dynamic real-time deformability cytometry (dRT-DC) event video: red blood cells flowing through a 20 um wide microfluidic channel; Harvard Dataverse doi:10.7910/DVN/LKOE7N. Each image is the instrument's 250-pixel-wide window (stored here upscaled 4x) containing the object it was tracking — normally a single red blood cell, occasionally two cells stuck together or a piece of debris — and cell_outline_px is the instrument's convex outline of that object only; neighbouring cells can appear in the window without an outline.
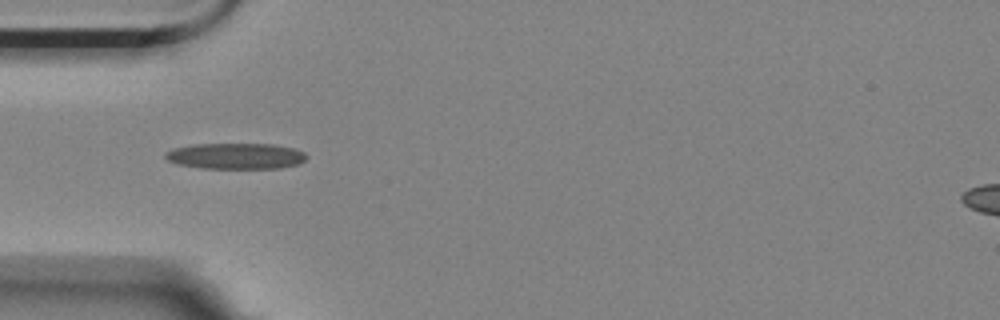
{"species": "Egyptian fruit bat (a non-hibernating species)", "species_latin": "Rousettus aegyptiacus", "temperature_condition": "room temperature", "stored_images_in_passage": 13, "camera_frame_rate_fps": 3000, "um_per_image_px": 0.085, "animal": {"sex": "female"}, "frame": {"image": 1, "passage_image": 3, "time_ms": 0.667, "image_size_px": [1000, 320], "cell_outline_px": [[308, 156], [300, 164], [280, 168], [200, 168], [176, 164], [168, 160], [164, 156], [164, 152], [172, 148], [192, 144], [272, 144], [292, 148], [304, 152]], "centroid_in_image_um": [20.0, 13.26], "position_along_channel_um": 65.0, "area_um2": 21.5}}
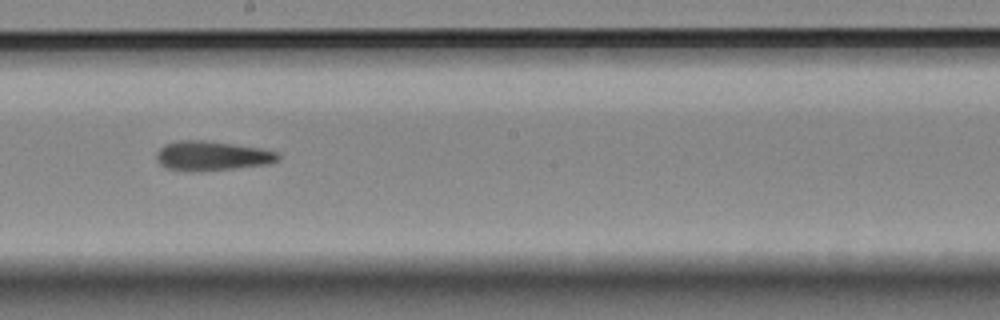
{"frame": {"image": 2, "passage_image": 7, "time_ms": 2.0, "image_size_px": [1000, 320], "cell_outline_px": [[280, 160], [268, 164], [232, 168], [188, 172], [168, 168], [160, 164], [156, 160], [156, 152], [164, 144], [180, 140], [208, 140], [260, 148], [276, 152], [280, 156]], "centroid_in_image_um": [17.98, 13.24], "position_along_channel_um": 230.2, "area_um2": 20.92}}
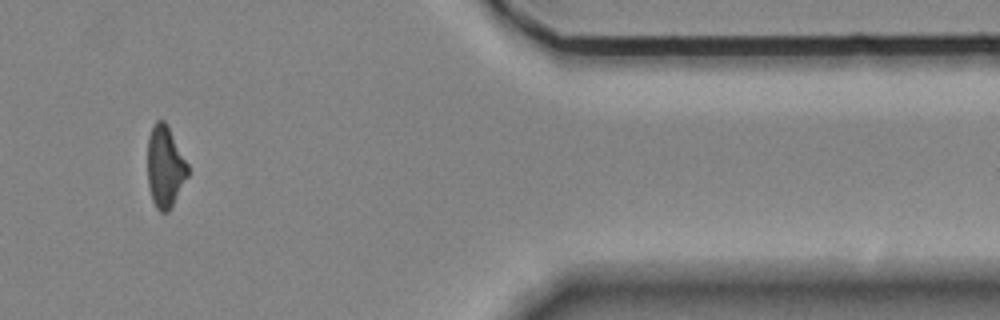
{"frame": {"image": 3, "passage_image": 12, "time_ms": 3.667, "image_size_px": [1000, 320], "cell_outline_px": [[188, 176], [172, 208], [168, 212], [160, 212], [156, 208], [152, 200], [148, 188], [148, 136], [152, 124], [156, 120], [164, 120], [168, 124], [188, 164]], "centroid_in_image_um": [14.03, 14.17], "position_along_channel_um": 397.4, "area_um2": 19.54}}